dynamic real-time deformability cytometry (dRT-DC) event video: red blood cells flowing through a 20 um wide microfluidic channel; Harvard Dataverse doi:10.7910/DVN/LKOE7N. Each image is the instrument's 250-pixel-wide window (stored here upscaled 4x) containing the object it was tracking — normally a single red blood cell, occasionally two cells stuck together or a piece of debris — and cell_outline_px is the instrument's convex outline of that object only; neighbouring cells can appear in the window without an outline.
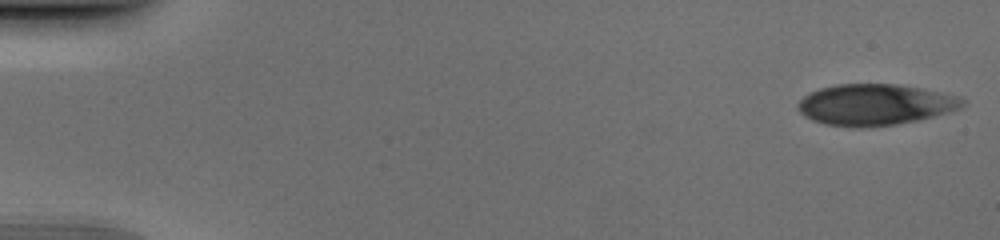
{"species": "human", "species_latin": "Homo sapiens", "temperature_condition": "cold", "stored_images_in_passage": 50, "camera_frame_rate_fps": 3000, "um_per_image_px": 0.085, "donor": {"sex": "male"}, "frame": {"image": 1, "passage_image": 1, "time_ms": 0.0, "image_size_px": [1000, 240], "cell_outline_px": [[968, 100], [964, 108], [916, 120], [896, 124], [856, 128], [824, 124], [812, 120], [804, 116], [796, 108], [796, 104], [808, 92], [820, 88], [836, 84], [896, 84], [920, 88], [960, 96]], "centroid_in_image_um": [74.38, 8.89], "position_along_channel_um": 10.6, "area_um2": 39.77}}
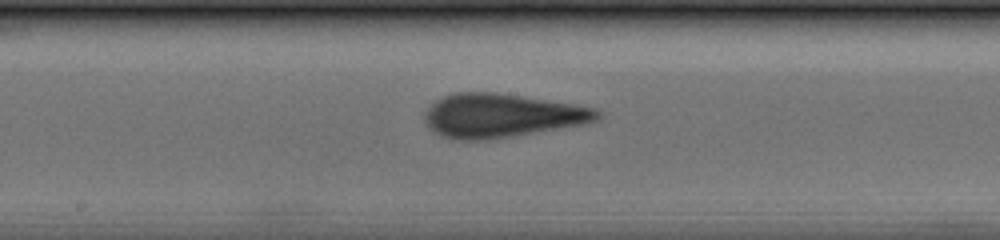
{"frame": {"image": 2, "passage_image": 27, "time_ms": 8.667, "image_size_px": [1000, 240], "cell_outline_px": [[604, 116], [600, 120], [584, 124], [484, 140], [456, 140], [440, 136], [432, 132], [424, 124], [424, 112], [436, 100], [444, 96], [456, 92], [492, 92], [520, 96], [572, 104], [592, 108], [604, 112]], "centroid_in_image_um": [42.6, 9.83], "position_along_channel_um": 205.6, "area_um2": 43.93}}
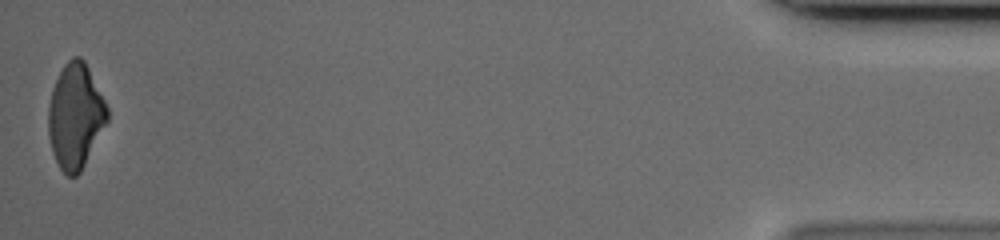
{"frame": {"image": 3, "passage_image": 50, "time_ms": 16.333, "image_size_px": [1000, 240], "cell_outline_px": [[108, 120], [80, 172], [76, 176], [68, 176], [60, 168], [52, 152], [48, 136], [48, 104], [52, 88], [64, 64], [72, 56], [80, 56], [84, 60], [108, 108]], "centroid_in_image_um": [6.38, 9.86], "position_along_channel_um": 428.8, "area_um2": 35.78}}